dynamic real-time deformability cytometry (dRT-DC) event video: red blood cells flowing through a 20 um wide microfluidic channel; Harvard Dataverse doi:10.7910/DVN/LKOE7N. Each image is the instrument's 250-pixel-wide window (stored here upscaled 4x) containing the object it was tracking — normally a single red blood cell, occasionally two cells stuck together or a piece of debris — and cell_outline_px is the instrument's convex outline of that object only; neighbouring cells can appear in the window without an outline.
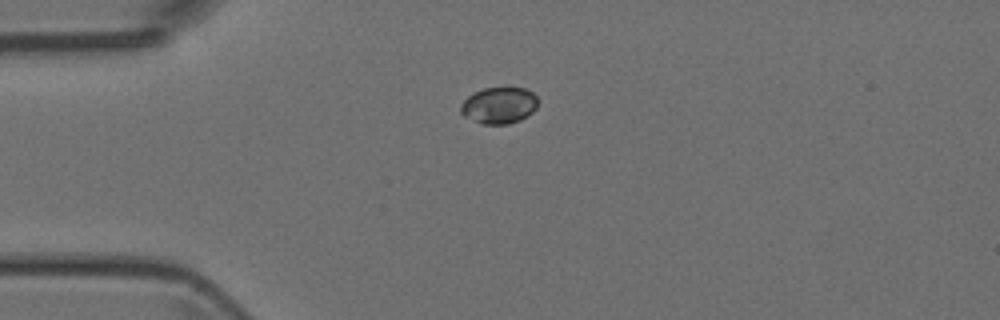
{"species": "Egyptian fruit bat (a non-hibernating species)", "species_latin": "Rousettus aegyptiacus", "temperature_condition": "room temperature", "stored_images_in_passage": 4, "camera_frame_rate_fps": 3000, "um_per_image_px": 0.085, "animal": {"sex": "female"}, "frame": {"image": 1, "passage_image": 1, "time_ms": 0.0, "image_size_px": [1000, 320], "cell_outline_px": [[536, 108], [532, 112], [520, 120], [508, 124], [484, 124], [464, 116], [460, 112], [460, 104], [468, 96], [484, 88], [524, 88], [532, 92], [536, 96]], "centroid_in_image_um": [42.4, 8.96], "position_along_channel_um": 42.6, "area_um2": 16.18}}
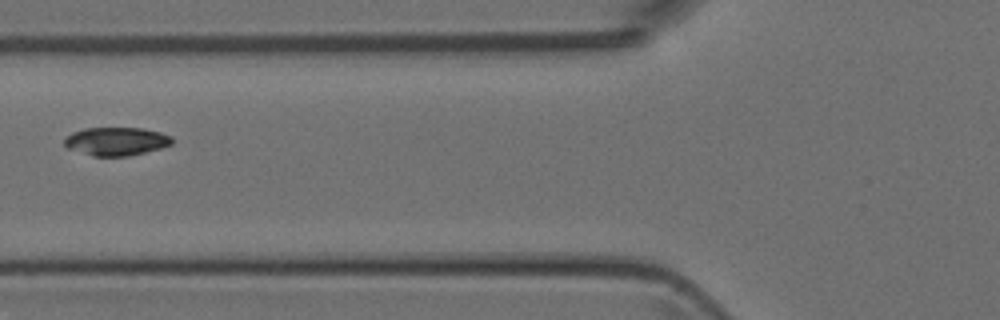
{"frame": {"image": 2, "passage_image": 3, "time_ms": 2.333, "image_size_px": [1000, 320], "cell_outline_px": [[172, 144], [160, 148], [128, 156], [92, 156], [68, 148], [64, 144], [64, 140], [72, 132], [84, 128], [144, 128], [160, 132], [172, 136]], "centroid_in_image_um": [9.89, 12.01], "position_along_channel_um": 115.9, "area_um2": 17.69}}
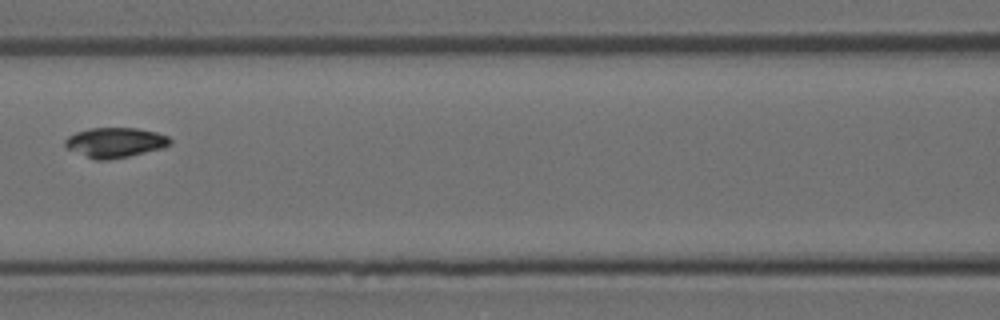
{"frame": {"image": 3, "passage_image": 4, "time_ms": 3.333, "image_size_px": [1000, 320], "cell_outline_px": [[172, 140], [168, 144], [160, 148], [128, 156], [108, 160], [96, 160], [68, 148], [64, 144], [64, 140], [68, 136], [76, 132], [88, 128], [136, 128], [156, 132], [168, 136]], "centroid_in_image_um": [9.76, 12.1], "position_along_channel_um": 156.8, "area_um2": 17.98}}